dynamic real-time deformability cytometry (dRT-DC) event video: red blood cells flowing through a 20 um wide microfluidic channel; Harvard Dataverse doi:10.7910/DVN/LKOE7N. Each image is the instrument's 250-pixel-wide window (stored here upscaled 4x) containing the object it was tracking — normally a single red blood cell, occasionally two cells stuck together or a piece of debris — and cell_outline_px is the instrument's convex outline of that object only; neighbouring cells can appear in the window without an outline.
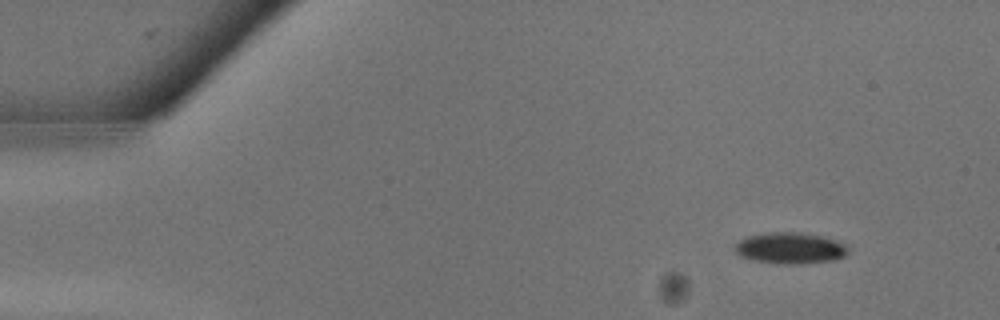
{"species": "common noctule bat (a hibernating species)", "species_latin": "Nyctalus noctula", "temperature_condition": "warm", "stored_images_in_passage": 12, "camera_frame_rate_fps": 3000, "um_per_image_px": 0.085, "animal": {"sex": "male", "body_mass_g": 13.3}, "frame": {"image": 1, "passage_image": 3, "time_ms": 0.667, "image_size_px": [1000, 320], "cell_outline_px": [[848, 252], [844, 256], [836, 260], [800, 264], [780, 264], [752, 260], [740, 256], [732, 252], [732, 248], [744, 236], [768, 232], [804, 232], [824, 236], [844, 244], [848, 248]], "centroid_in_image_um": [67.11, 21.08], "position_along_channel_um": 17.9, "area_um2": 21.1}}